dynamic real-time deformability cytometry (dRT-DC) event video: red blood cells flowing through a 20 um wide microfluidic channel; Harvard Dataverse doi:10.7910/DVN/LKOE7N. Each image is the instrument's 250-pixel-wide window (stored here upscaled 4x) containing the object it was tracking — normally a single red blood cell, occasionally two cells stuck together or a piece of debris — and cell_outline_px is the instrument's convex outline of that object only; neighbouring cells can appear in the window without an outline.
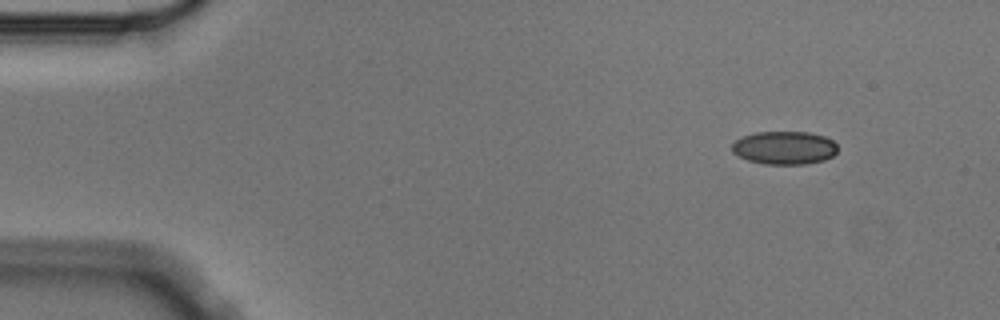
{"species": "Egyptian fruit bat (a non-hibernating species)", "species_latin": "Rousettus aegyptiacus", "temperature_condition": "cold", "stored_images_in_passage": 5, "camera_frame_rate_fps": 3000, "um_per_image_px": 0.085, "animal": {"sex": "male"}, "frame": {"image": 1, "passage_image": 1, "time_ms": 0.0, "image_size_px": [1000, 320], "cell_outline_px": [[836, 152], [832, 156], [824, 160], [804, 164], [764, 164], [748, 160], [732, 152], [732, 144], [736, 140], [744, 136], [756, 132], [808, 132], [824, 136], [832, 140], [836, 144]], "centroid_in_image_um": [66.67, 12.56], "position_along_channel_um": 18.3, "area_um2": 20.29}}
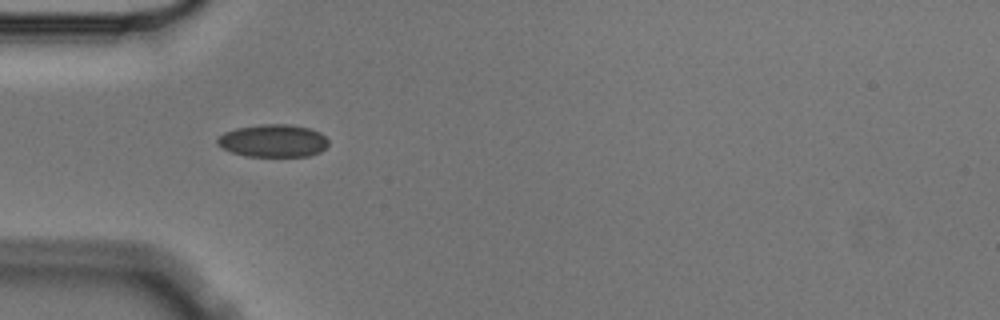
{"frame": {"image": 2, "passage_image": 4, "time_ms": 1.0, "image_size_px": [1000, 320], "cell_outline_px": [[328, 144], [320, 152], [308, 156], [244, 156], [232, 152], [216, 144], [216, 140], [224, 132], [236, 128], [260, 124], [288, 124], [308, 128], [320, 132], [328, 140]], "centroid_in_image_um": [23.21, 11.96], "position_along_channel_um": 61.8, "area_um2": 21.1}}
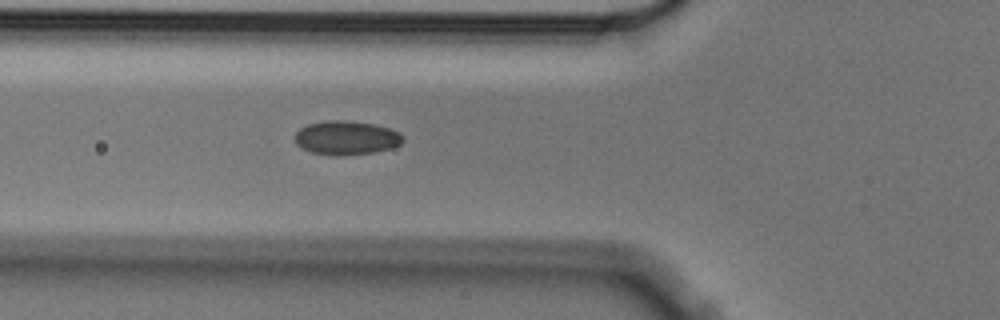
{"frame": {"image": 3, "passage_image": 5, "time_ms": 1.333, "image_size_px": [1000, 320], "cell_outline_px": [[404, 140], [400, 144], [392, 148], [372, 152], [312, 152], [300, 148], [296, 144], [296, 132], [300, 128], [308, 124], [324, 120], [344, 120], [372, 124], [388, 128], [400, 132], [404, 136]], "centroid_in_image_um": [29.46, 11.65], "position_along_channel_um": 96.3, "area_um2": 20.46}}